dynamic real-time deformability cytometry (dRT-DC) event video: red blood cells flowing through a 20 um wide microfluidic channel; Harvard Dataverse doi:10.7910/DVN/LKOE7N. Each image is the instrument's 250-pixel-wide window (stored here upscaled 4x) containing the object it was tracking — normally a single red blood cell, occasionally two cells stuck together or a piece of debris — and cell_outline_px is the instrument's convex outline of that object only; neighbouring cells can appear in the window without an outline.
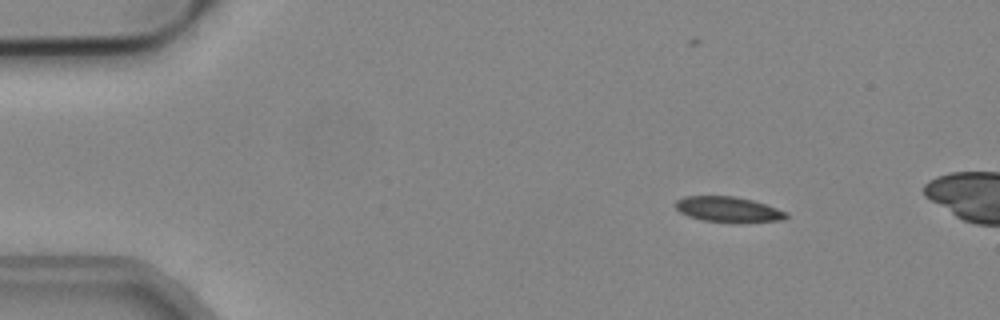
{"species": "common noctule bat (a hibernating species)", "species_latin": "Nyctalus noctula", "temperature_condition": "cold", "stored_images_in_passage": 17, "camera_frame_rate_fps": 3000, "um_per_image_px": 0.085, "animal": {"sex": "male", "body_mass_g": 19.2, "forearm_length_mm": 51.8}, "frame": {"image": 1, "passage_image": 8, "time_ms": 2.333, "image_size_px": [1000, 320], "cell_outline_px": [[788, 216], [784, 220], [704, 220], [688, 216], [680, 212], [672, 204], [676, 200], [684, 196], [736, 196], [752, 200], [788, 212]], "centroid_in_image_um": [61.82, 17.74], "position_along_channel_um": 23.2, "area_um2": 15.66}}